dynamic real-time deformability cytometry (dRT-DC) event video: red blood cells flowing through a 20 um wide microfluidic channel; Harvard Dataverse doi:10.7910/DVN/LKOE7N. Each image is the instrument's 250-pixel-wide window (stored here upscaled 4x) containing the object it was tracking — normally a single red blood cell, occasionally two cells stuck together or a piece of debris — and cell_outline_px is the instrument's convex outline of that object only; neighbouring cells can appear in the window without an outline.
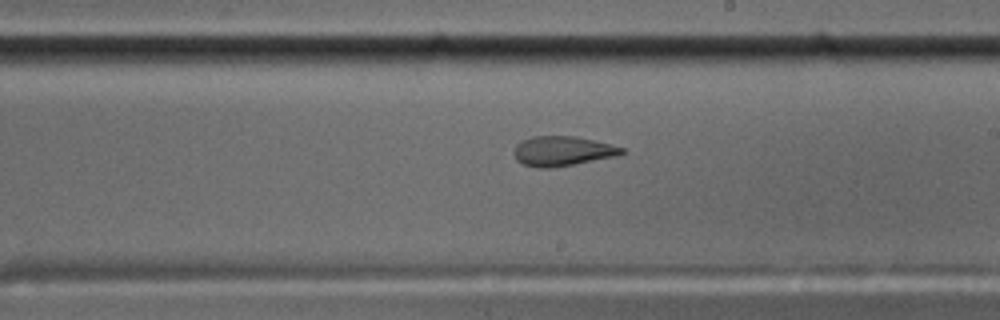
{"species": "common noctule bat (a hibernating species)", "species_latin": "Nyctalus noctula", "temperature_condition": "cold", "stored_images_in_passage": 57, "camera_frame_rate_fps": 3000, "um_per_image_px": 0.085, "animal": {"sex": "male", "body_mass_g": 17.5, "forearm_length_mm": 52.3}, "frame": {"image": 1, "passage_image": 33, "time_ms": 10.667, "image_size_px": [1000, 320], "cell_outline_px": [[628, 152], [616, 156], [552, 168], [536, 168], [520, 164], [516, 160], [512, 152], [516, 144], [532, 136], [576, 136], [624, 148]], "centroid_in_image_um": [47.76, 12.85], "position_along_channel_um": 241.2, "area_um2": 18.79}}
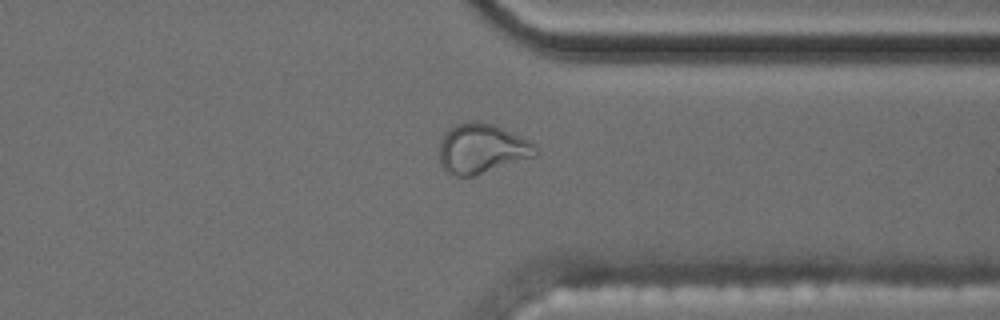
{"frame": {"image": 2, "passage_image": 44, "time_ms": 14.333, "image_size_px": [1000, 320], "cell_outline_px": [[540, 152], [536, 156], [472, 176], [456, 176], [448, 172], [444, 168], [440, 160], [440, 140], [444, 132], [452, 124], [468, 120], [476, 120], [492, 124], [528, 140], [536, 144]], "centroid_in_image_um": [40.94, 12.6], "position_along_channel_um": 370.5, "area_um2": 27.98}}
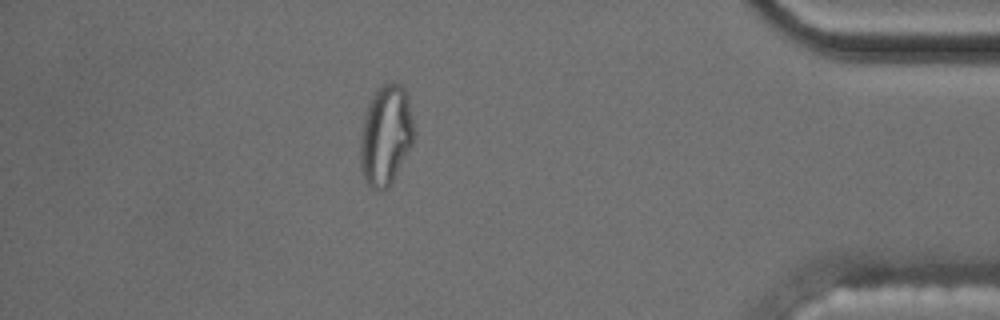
{"frame": {"image": 3, "passage_image": 50, "time_ms": 16.333, "image_size_px": [1000, 320], "cell_outline_px": [[416, 132], [412, 144], [388, 188], [372, 188], [364, 180], [360, 168], [360, 132], [364, 116], [368, 104], [372, 96], [384, 84], [392, 80], [400, 84], [404, 88], [408, 96]], "centroid_in_image_um": [32.79, 11.46], "position_along_channel_um": 402.4, "area_um2": 31.5}, "authors_computed_cell_mechanics": {"area_um2": 19.363, "velocity_mm_per_s": 3.5384, "shape_relaxation_time_tau1_ms": null, "shape_relaxation_time_tau2_ms": 1.946, "deformation_change_tau1": null, "deformation_change_tau2": 0.0781}}